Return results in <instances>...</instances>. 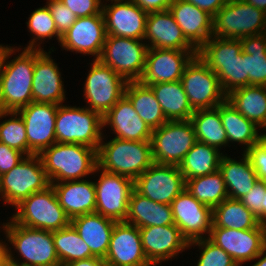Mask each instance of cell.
<instances>
[{
	"instance_id": "8fae6325",
	"label": "cell",
	"mask_w": 266,
	"mask_h": 266,
	"mask_svg": "<svg viewBox=\"0 0 266 266\" xmlns=\"http://www.w3.org/2000/svg\"><path fill=\"white\" fill-rule=\"evenodd\" d=\"M148 48L144 40L107 35L98 60L127 81H139Z\"/></svg>"
},
{
	"instance_id": "9c48e42d",
	"label": "cell",
	"mask_w": 266,
	"mask_h": 266,
	"mask_svg": "<svg viewBox=\"0 0 266 266\" xmlns=\"http://www.w3.org/2000/svg\"><path fill=\"white\" fill-rule=\"evenodd\" d=\"M266 32V13L244 0H227L213 16V36L241 39Z\"/></svg>"
},
{
	"instance_id": "44dd1931",
	"label": "cell",
	"mask_w": 266,
	"mask_h": 266,
	"mask_svg": "<svg viewBox=\"0 0 266 266\" xmlns=\"http://www.w3.org/2000/svg\"><path fill=\"white\" fill-rule=\"evenodd\" d=\"M35 49V66L32 84V102L60 105L65 102L66 89L60 68L50 54L55 50Z\"/></svg>"
},
{
	"instance_id": "680465c9",
	"label": "cell",
	"mask_w": 266,
	"mask_h": 266,
	"mask_svg": "<svg viewBox=\"0 0 266 266\" xmlns=\"http://www.w3.org/2000/svg\"><path fill=\"white\" fill-rule=\"evenodd\" d=\"M264 225H266V193L264 196Z\"/></svg>"
},
{
	"instance_id": "484cf974",
	"label": "cell",
	"mask_w": 266,
	"mask_h": 266,
	"mask_svg": "<svg viewBox=\"0 0 266 266\" xmlns=\"http://www.w3.org/2000/svg\"><path fill=\"white\" fill-rule=\"evenodd\" d=\"M186 40L198 51L213 36V16L186 0L169 7Z\"/></svg>"
},
{
	"instance_id": "5b68a950",
	"label": "cell",
	"mask_w": 266,
	"mask_h": 266,
	"mask_svg": "<svg viewBox=\"0 0 266 266\" xmlns=\"http://www.w3.org/2000/svg\"><path fill=\"white\" fill-rule=\"evenodd\" d=\"M103 133L97 150L98 168L134 181L153 163L151 141H131L112 138ZM105 140V141H104Z\"/></svg>"
},
{
	"instance_id": "4316f807",
	"label": "cell",
	"mask_w": 266,
	"mask_h": 266,
	"mask_svg": "<svg viewBox=\"0 0 266 266\" xmlns=\"http://www.w3.org/2000/svg\"><path fill=\"white\" fill-rule=\"evenodd\" d=\"M144 41L149 48L197 51L186 40L169 10L148 13Z\"/></svg>"
},
{
	"instance_id": "ee69618b",
	"label": "cell",
	"mask_w": 266,
	"mask_h": 266,
	"mask_svg": "<svg viewBox=\"0 0 266 266\" xmlns=\"http://www.w3.org/2000/svg\"><path fill=\"white\" fill-rule=\"evenodd\" d=\"M195 246L201 250L199 259L195 263L196 266H238L229 254L209 238L189 242L188 249L195 248Z\"/></svg>"
},
{
	"instance_id": "f6af8a7d",
	"label": "cell",
	"mask_w": 266,
	"mask_h": 266,
	"mask_svg": "<svg viewBox=\"0 0 266 266\" xmlns=\"http://www.w3.org/2000/svg\"><path fill=\"white\" fill-rule=\"evenodd\" d=\"M266 193V181L258 180L253 188L241 199V203L250 210L264 225V196Z\"/></svg>"
},
{
	"instance_id": "ffe728a7",
	"label": "cell",
	"mask_w": 266,
	"mask_h": 266,
	"mask_svg": "<svg viewBox=\"0 0 266 266\" xmlns=\"http://www.w3.org/2000/svg\"><path fill=\"white\" fill-rule=\"evenodd\" d=\"M102 13L107 35L144 40L148 13L132 0H104ZM110 4H107V2Z\"/></svg>"
},
{
	"instance_id": "681fc988",
	"label": "cell",
	"mask_w": 266,
	"mask_h": 266,
	"mask_svg": "<svg viewBox=\"0 0 266 266\" xmlns=\"http://www.w3.org/2000/svg\"><path fill=\"white\" fill-rule=\"evenodd\" d=\"M26 155L0 142V176L20 163Z\"/></svg>"
},
{
	"instance_id": "7c38bea8",
	"label": "cell",
	"mask_w": 266,
	"mask_h": 266,
	"mask_svg": "<svg viewBox=\"0 0 266 266\" xmlns=\"http://www.w3.org/2000/svg\"><path fill=\"white\" fill-rule=\"evenodd\" d=\"M196 141L190 120L167 121L151 135L154 163L179 166Z\"/></svg>"
},
{
	"instance_id": "30bf717a",
	"label": "cell",
	"mask_w": 266,
	"mask_h": 266,
	"mask_svg": "<svg viewBox=\"0 0 266 266\" xmlns=\"http://www.w3.org/2000/svg\"><path fill=\"white\" fill-rule=\"evenodd\" d=\"M85 83L86 107L102 117L125 95L128 81L99 60H93Z\"/></svg>"
},
{
	"instance_id": "8d00e7d4",
	"label": "cell",
	"mask_w": 266,
	"mask_h": 266,
	"mask_svg": "<svg viewBox=\"0 0 266 266\" xmlns=\"http://www.w3.org/2000/svg\"><path fill=\"white\" fill-rule=\"evenodd\" d=\"M196 140L221 150L228 146L226 131L219 114V105L211 109L195 110L190 118Z\"/></svg>"
},
{
	"instance_id": "bcb514c9",
	"label": "cell",
	"mask_w": 266,
	"mask_h": 266,
	"mask_svg": "<svg viewBox=\"0 0 266 266\" xmlns=\"http://www.w3.org/2000/svg\"><path fill=\"white\" fill-rule=\"evenodd\" d=\"M57 32L62 36L77 20V16L59 0H47Z\"/></svg>"
},
{
	"instance_id": "6f0895ef",
	"label": "cell",
	"mask_w": 266,
	"mask_h": 266,
	"mask_svg": "<svg viewBox=\"0 0 266 266\" xmlns=\"http://www.w3.org/2000/svg\"><path fill=\"white\" fill-rule=\"evenodd\" d=\"M5 261H6L5 251H0V266H2Z\"/></svg>"
},
{
	"instance_id": "94428289",
	"label": "cell",
	"mask_w": 266,
	"mask_h": 266,
	"mask_svg": "<svg viewBox=\"0 0 266 266\" xmlns=\"http://www.w3.org/2000/svg\"><path fill=\"white\" fill-rule=\"evenodd\" d=\"M2 266H17V265H14V264H11V263L5 261Z\"/></svg>"
},
{
	"instance_id": "1f68e13d",
	"label": "cell",
	"mask_w": 266,
	"mask_h": 266,
	"mask_svg": "<svg viewBox=\"0 0 266 266\" xmlns=\"http://www.w3.org/2000/svg\"><path fill=\"white\" fill-rule=\"evenodd\" d=\"M241 155L236 160L225 153L220 161L219 170L223 174L228 197L232 199H241L258 181L250 160L244 153Z\"/></svg>"
},
{
	"instance_id": "60d3db41",
	"label": "cell",
	"mask_w": 266,
	"mask_h": 266,
	"mask_svg": "<svg viewBox=\"0 0 266 266\" xmlns=\"http://www.w3.org/2000/svg\"><path fill=\"white\" fill-rule=\"evenodd\" d=\"M52 236L61 265L94 257L89 246L82 240L71 223L67 227L53 231Z\"/></svg>"
},
{
	"instance_id": "603a6c76",
	"label": "cell",
	"mask_w": 266,
	"mask_h": 266,
	"mask_svg": "<svg viewBox=\"0 0 266 266\" xmlns=\"http://www.w3.org/2000/svg\"><path fill=\"white\" fill-rule=\"evenodd\" d=\"M139 231L145 256L152 266L178 259L177 256L188 249V240L175 224L149 226Z\"/></svg>"
},
{
	"instance_id": "f1b7e54d",
	"label": "cell",
	"mask_w": 266,
	"mask_h": 266,
	"mask_svg": "<svg viewBox=\"0 0 266 266\" xmlns=\"http://www.w3.org/2000/svg\"><path fill=\"white\" fill-rule=\"evenodd\" d=\"M115 222L98 213L79 215L71 219V224L89 246L91 254L102 259L107 255Z\"/></svg>"
},
{
	"instance_id": "d590c367",
	"label": "cell",
	"mask_w": 266,
	"mask_h": 266,
	"mask_svg": "<svg viewBox=\"0 0 266 266\" xmlns=\"http://www.w3.org/2000/svg\"><path fill=\"white\" fill-rule=\"evenodd\" d=\"M223 155L224 153L216 147L196 141L179 164L180 172L183 174L185 181L214 173L219 170Z\"/></svg>"
},
{
	"instance_id": "d6a6232c",
	"label": "cell",
	"mask_w": 266,
	"mask_h": 266,
	"mask_svg": "<svg viewBox=\"0 0 266 266\" xmlns=\"http://www.w3.org/2000/svg\"><path fill=\"white\" fill-rule=\"evenodd\" d=\"M148 86L152 89L157 98L167 121L190 120L194 110L189 104L180 80L155 83Z\"/></svg>"
},
{
	"instance_id": "9f6ffc18",
	"label": "cell",
	"mask_w": 266,
	"mask_h": 266,
	"mask_svg": "<svg viewBox=\"0 0 266 266\" xmlns=\"http://www.w3.org/2000/svg\"><path fill=\"white\" fill-rule=\"evenodd\" d=\"M9 45L6 44L3 45V44H0V69H1V65H2V61H3V58H4V55H5V50L7 49Z\"/></svg>"
},
{
	"instance_id": "5bb4252c",
	"label": "cell",
	"mask_w": 266,
	"mask_h": 266,
	"mask_svg": "<svg viewBox=\"0 0 266 266\" xmlns=\"http://www.w3.org/2000/svg\"><path fill=\"white\" fill-rule=\"evenodd\" d=\"M99 173L95 181L96 208L95 213L113 219L116 222L125 221L128 214L129 199L134 190V181L130 178L108 173L96 168Z\"/></svg>"
},
{
	"instance_id": "7402d4cb",
	"label": "cell",
	"mask_w": 266,
	"mask_h": 266,
	"mask_svg": "<svg viewBox=\"0 0 266 266\" xmlns=\"http://www.w3.org/2000/svg\"><path fill=\"white\" fill-rule=\"evenodd\" d=\"M197 51L148 48L145 67L139 80L144 85L179 81Z\"/></svg>"
},
{
	"instance_id": "8992f818",
	"label": "cell",
	"mask_w": 266,
	"mask_h": 266,
	"mask_svg": "<svg viewBox=\"0 0 266 266\" xmlns=\"http://www.w3.org/2000/svg\"><path fill=\"white\" fill-rule=\"evenodd\" d=\"M103 136L102 116L86 106L60 104L55 121L57 143L82 144L98 150Z\"/></svg>"
},
{
	"instance_id": "52a82bcc",
	"label": "cell",
	"mask_w": 266,
	"mask_h": 266,
	"mask_svg": "<svg viewBox=\"0 0 266 266\" xmlns=\"http://www.w3.org/2000/svg\"><path fill=\"white\" fill-rule=\"evenodd\" d=\"M15 211L9 218L29 228L53 232L71 223V219L60 206L52 185L23 199L15 206Z\"/></svg>"
},
{
	"instance_id": "e575fe53",
	"label": "cell",
	"mask_w": 266,
	"mask_h": 266,
	"mask_svg": "<svg viewBox=\"0 0 266 266\" xmlns=\"http://www.w3.org/2000/svg\"><path fill=\"white\" fill-rule=\"evenodd\" d=\"M125 96L132 103L138 116L152 129L167 122L152 89L139 81H128Z\"/></svg>"
},
{
	"instance_id": "ba28073f",
	"label": "cell",
	"mask_w": 266,
	"mask_h": 266,
	"mask_svg": "<svg viewBox=\"0 0 266 266\" xmlns=\"http://www.w3.org/2000/svg\"><path fill=\"white\" fill-rule=\"evenodd\" d=\"M50 185L41 157L29 155L0 176V200L14 208L23 199Z\"/></svg>"
},
{
	"instance_id": "c3c4849f",
	"label": "cell",
	"mask_w": 266,
	"mask_h": 266,
	"mask_svg": "<svg viewBox=\"0 0 266 266\" xmlns=\"http://www.w3.org/2000/svg\"><path fill=\"white\" fill-rule=\"evenodd\" d=\"M77 17H88L102 13L104 0H59Z\"/></svg>"
},
{
	"instance_id": "7a4b0ae2",
	"label": "cell",
	"mask_w": 266,
	"mask_h": 266,
	"mask_svg": "<svg viewBox=\"0 0 266 266\" xmlns=\"http://www.w3.org/2000/svg\"><path fill=\"white\" fill-rule=\"evenodd\" d=\"M8 221V222H7ZM0 224L5 237L6 261L17 266H52L60 264L51 231L34 229L15 223L11 218ZM2 228V229H1ZM18 253V256L13 254ZM19 258L21 260L16 258Z\"/></svg>"
},
{
	"instance_id": "d4e9b609",
	"label": "cell",
	"mask_w": 266,
	"mask_h": 266,
	"mask_svg": "<svg viewBox=\"0 0 266 266\" xmlns=\"http://www.w3.org/2000/svg\"><path fill=\"white\" fill-rule=\"evenodd\" d=\"M102 121L103 131L106 127H110L115 138L151 141L153 130L138 116L125 95L102 117Z\"/></svg>"
},
{
	"instance_id": "7dc6e473",
	"label": "cell",
	"mask_w": 266,
	"mask_h": 266,
	"mask_svg": "<svg viewBox=\"0 0 266 266\" xmlns=\"http://www.w3.org/2000/svg\"><path fill=\"white\" fill-rule=\"evenodd\" d=\"M244 154L250 160L258 180L266 181V135L258 143L253 144Z\"/></svg>"
},
{
	"instance_id": "db71d44e",
	"label": "cell",
	"mask_w": 266,
	"mask_h": 266,
	"mask_svg": "<svg viewBox=\"0 0 266 266\" xmlns=\"http://www.w3.org/2000/svg\"><path fill=\"white\" fill-rule=\"evenodd\" d=\"M244 1L247 4H250L266 13V0H244Z\"/></svg>"
},
{
	"instance_id": "f5cc1de1",
	"label": "cell",
	"mask_w": 266,
	"mask_h": 266,
	"mask_svg": "<svg viewBox=\"0 0 266 266\" xmlns=\"http://www.w3.org/2000/svg\"><path fill=\"white\" fill-rule=\"evenodd\" d=\"M63 266H106V263L102 258L90 257L87 259L76 260L63 264Z\"/></svg>"
},
{
	"instance_id": "4dcf8cb0",
	"label": "cell",
	"mask_w": 266,
	"mask_h": 266,
	"mask_svg": "<svg viewBox=\"0 0 266 266\" xmlns=\"http://www.w3.org/2000/svg\"><path fill=\"white\" fill-rule=\"evenodd\" d=\"M125 222L138 228L175 224L171 205L152 201L135 190L132 191L129 199Z\"/></svg>"
},
{
	"instance_id": "ab89813d",
	"label": "cell",
	"mask_w": 266,
	"mask_h": 266,
	"mask_svg": "<svg viewBox=\"0 0 266 266\" xmlns=\"http://www.w3.org/2000/svg\"><path fill=\"white\" fill-rule=\"evenodd\" d=\"M185 189L196 200L212 209L228 198L223 174L220 170L186 180Z\"/></svg>"
},
{
	"instance_id": "b9f144b4",
	"label": "cell",
	"mask_w": 266,
	"mask_h": 266,
	"mask_svg": "<svg viewBox=\"0 0 266 266\" xmlns=\"http://www.w3.org/2000/svg\"><path fill=\"white\" fill-rule=\"evenodd\" d=\"M29 16L26 24L29 29L28 32L33 37H31L32 39L29 40L24 49L43 50L41 47L42 43L44 44L45 40H50L54 37L58 41V44L60 43L62 36L57 32L54 19L47 5L35 9Z\"/></svg>"
},
{
	"instance_id": "7bdbcfd3",
	"label": "cell",
	"mask_w": 266,
	"mask_h": 266,
	"mask_svg": "<svg viewBox=\"0 0 266 266\" xmlns=\"http://www.w3.org/2000/svg\"><path fill=\"white\" fill-rule=\"evenodd\" d=\"M6 116H10L6 119ZM0 142L28 156V142L23 118L17 111L0 110Z\"/></svg>"
},
{
	"instance_id": "277c9868",
	"label": "cell",
	"mask_w": 266,
	"mask_h": 266,
	"mask_svg": "<svg viewBox=\"0 0 266 266\" xmlns=\"http://www.w3.org/2000/svg\"><path fill=\"white\" fill-rule=\"evenodd\" d=\"M39 156L50 183L89 178L98 167L97 150L82 144L56 142Z\"/></svg>"
},
{
	"instance_id": "3957f363",
	"label": "cell",
	"mask_w": 266,
	"mask_h": 266,
	"mask_svg": "<svg viewBox=\"0 0 266 266\" xmlns=\"http://www.w3.org/2000/svg\"><path fill=\"white\" fill-rule=\"evenodd\" d=\"M197 56L216 73L226 95L246 86V53L242 52L240 39L212 36Z\"/></svg>"
},
{
	"instance_id": "11a10c76",
	"label": "cell",
	"mask_w": 266,
	"mask_h": 266,
	"mask_svg": "<svg viewBox=\"0 0 266 266\" xmlns=\"http://www.w3.org/2000/svg\"><path fill=\"white\" fill-rule=\"evenodd\" d=\"M253 261L252 266H266V248Z\"/></svg>"
},
{
	"instance_id": "9a60e30c",
	"label": "cell",
	"mask_w": 266,
	"mask_h": 266,
	"mask_svg": "<svg viewBox=\"0 0 266 266\" xmlns=\"http://www.w3.org/2000/svg\"><path fill=\"white\" fill-rule=\"evenodd\" d=\"M186 188L179 166L153 163L134 180V190L152 201L171 205Z\"/></svg>"
},
{
	"instance_id": "4fadbf2b",
	"label": "cell",
	"mask_w": 266,
	"mask_h": 266,
	"mask_svg": "<svg viewBox=\"0 0 266 266\" xmlns=\"http://www.w3.org/2000/svg\"><path fill=\"white\" fill-rule=\"evenodd\" d=\"M192 109H211L226 100L219 78L197 55L180 79Z\"/></svg>"
},
{
	"instance_id": "f907efd6",
	"label": "cell",
	"mask_w": 266,
	"mask_h": 266,
	"mask_svg": "<svg viewBox=\"0 0 266 266\" xmlns=\"http://www.w3.org/2000/svg\"><path fill=\"white\" fill-rule=\"evenodd\" d=\"M147 13L169 10L174 0H132Z\"/></svg>"
},
{
	"instance_id": "836d02e7",
	"label": "cell",
	"mask_w": 266,
	"mask_h": 266,
	"mask_svg": "<svg viewBox=\"0 0 266 266\" xmlns=\"http://www.w3.org/2000/svg\"><path fill=\"white\" fill-rule=\"evenodd\" d=\"M226 99L262 132L266 131V86H243L230 92Z\"/></svg>"
},
{
	"instance_id": "d6986e66",
	"label": "cell",
	"mask_w": 266,
	"mask_h": 266,
	"mask_svg": "<svg viewBox=\"0 0 266 266\" xmlns=\"http://www.w3.org/2000/svg\"><path fill=\"white\" fill-rule=\"evenodd\" d=\"M107 32L103 13L88 17H78L74 24L62 35L60 47L63 50L94 56L98 60Z\"/></svg>"
},
{
	"instance_id": "6da1fadb",
	"label": "cell",
	"mask_w": 266,
	"mask_h": 266,
	"mask_svg": "<svg viewBox=\"0 0 266 266\" xmlns=\"http://www.w3.org/2000/svg\"><path fill=\"white\" fill-rule=\"evenodd\" d=\"M19 46H8L5 50L0 69L1 111H17L32 102L35 49ZM16 52L18 55L13 56Z\"/></svg>"
},
{
	"instance_id": "2e32d148",
	"label": "cell",
	"mask_w": 266,
	"mask_h": 266,
	"mask_svg": "<svg viewBox=\"0 0 266 266\" xmlns=\"http://www.w3.org/2000/svg\"><path fill=\"white\" fill-rule=\"evenodd\" d=\"M209 239L242 266L245 262H253L266 248V225L245 230L211 228Z\"/></svg>"
},
{
	"instance_id": "816d5d0a",
	"label": "cell",
	"mask_w": 266,
	"mask_h": 266,
	"mask_svg": "<svg viewBox=\"0 0 266 266\" xmlns=\"http://www.w3.org/2000/svg\"><path fill=\"white\" fill-rule=\"evenodd\" d=\"M198 8L214 16L227 2V0H186Z\"/></svg>"
},
{
	"instance_id": "f546056e",
	"label": "cell",
	"mask_w": 266,
	"mask_h": 266,
	"mask_svg": "<svg viewBox=\"0 0 266 266\" xmlns=\"http://www.w3.org/2000/svg\"><path fill=\"white\" fill-rule=\"evenodd\" d=\"M219 114L226 131L228 147L231 143L243 145V153H245L266 135L252 121L237 111L227 99L219 104Z\"/></svg>"
},
{
	"instance_id": "74e56055",
	"label": "cell",
	"mask_w": 266,
	"mask_h": 266,
	"mask_svg": "<svg viewBox=\"0 0 266 266\" xmlns=\"http://www.w3.org/2000/svg\"><path fill=\"white\" fill-rule=\"evenodd\" d=\"M246 53V86H266V32L240 39Z\"/></svg>"
},
{
	"instance_id": "ac0fdd59",
	"label": "cell",
	"mask_w": 266,
	"mask_h": 266,
	"mask_svg": "<svg viewBox=\"0 0 266 266\" xmlns=\"http://www.w3.org/2000/svg\"><path fill=\"white\" fill-rule=\"evenodd\" d=\"M171 207L174 223L188 242L209 238L212 208L196 200L186 189L172 201Z\"/></svg>"
},
{
	"instance_id": "f35d334b",
	"label": "cell",
	"mask_w": 266,
	"mask_h": 266,
	"mask_svg": "<svg viewBox=\"0 0 266 266\" xmlns=\"http://www.w3.org/2000/svg\"><path fill=\"white\" fill-rule=\"evenodd\" d=\"M212 228H229L235 230L254 229L260 222L239 199L227 198L212 209Z\"/></svg>"
},
{
	"instance_id": "83f0119b",
	"label": "cell",
	"mask_w": 266,
	"mask_h": 266,
	"mask_svg": "<svg viewBox=\"0 0 266 266\" xmlns=\"http://www.w3.org/2000/svg\"><path fill=\"white\" fill-rule=\"evenodd\" d=\"M86 179L51 183L60 206L70 219L95 213V184L93 180Z\"/></svg>"
},
{
	"instance_id": "91938a15",
	"label": "cell",
	"mask_w": 266,
	"mask_h": 266,
	"mask_svg": "<svg viewBox=\"0 0 266 266\" xmlns=\"http://www.w3.org/2000/svg\"><path fill=\"white\" fill-rule=\"evenodd\" d=\"M5 243L6 242H4L3 239L0 240V251H5Z\"/></svg>"
},
{
	"instance_id": "cb8c5ba5",
	"label": "cell",
	"mask_w": 266,
	"mask_h": 266,
	"mask_svg": "<svg viewBox=\"0 0 266 266\" xmlns=\"http://www.w3.org/2000/svg\"><path fill=\"white\" fill-rule=\"evenodd\" d=\"M104 261L106 266H152L145 256L139 228L125 221L115 222Z\"/></svg>"
},
{
	"instance_id": "e0dca14e",
	"label": "cell",
	"mask_w": 266,
	"mask_h": 266,
	"mask_svg": "<svg viewBox=\"0 0 266 266\" xmlns=\"http://www.w3.org/2000/svg\"><path fill=\"white\" fill-rule=\"evenodd\" d=\"M58 106L33 101L17 110L26 128L28 156L39 155L45 148L56 143L55 121Z\"/></svg>"
}]
</instances>
